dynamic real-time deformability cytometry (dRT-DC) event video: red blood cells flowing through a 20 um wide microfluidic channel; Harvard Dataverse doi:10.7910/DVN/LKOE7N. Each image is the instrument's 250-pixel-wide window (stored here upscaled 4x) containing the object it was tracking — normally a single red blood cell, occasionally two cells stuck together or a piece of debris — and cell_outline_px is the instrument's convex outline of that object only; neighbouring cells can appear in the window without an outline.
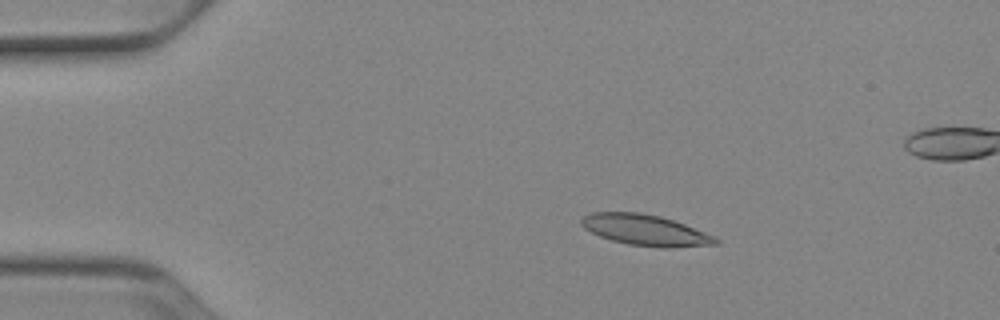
{"species": "Egyptian fruit bat (a non-hibernating species)", "species_latin": "Rousettus aegyptiacus", "temperature_condition": "cold", "stored_images_in_passage": 44, "camera_frame_rate_fps": 3000, "um_per_image_px": 0.085, "animal": {"sex": "female"}, "frame": {"image": 1, "passage_image": 1, "time_ms": 0.0, "image_size_px": [1000, 320], "cell_outline_px": [[720, 244], [668, 248], [660, 248], [628, 244], [612, 240], [600, 236], [584, 228], [580, 224], [580, 220], [584, 216], [592, 212], [640, 212], [660, 216], [684, 224], [704, 232], [720, 240]], "centroid_in_image_um": [54.85, 19.56], "position_along_channel_um": 30.2, "area_um2": 24.1}}
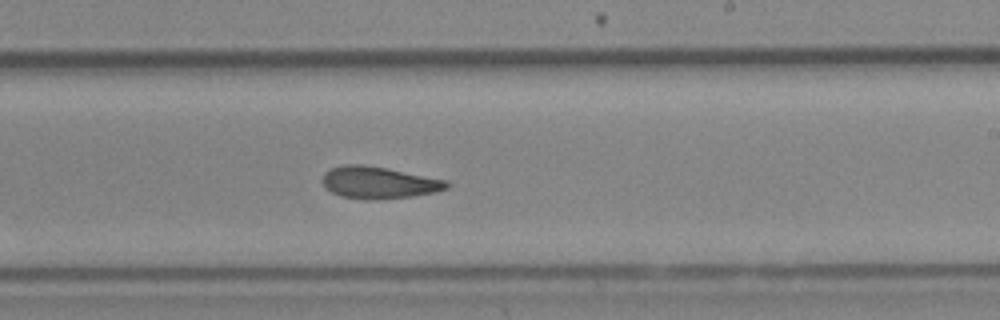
{"frame": {"image": 2, "passage_image": 23, "time_ms": 7.333, "image_size_px": [1000, 320], "cell_outline_px": [[448, 188], [436, 192], [412, 196], [364, 200], [340, 196], [324, 188], [320, 180], [324, 172], [332, 168], [344, 164], [360, 164], [388, 168], [448, 180]], "centroid_in_image_um": [32.16, 15.51], "position_along_channel_um": 256.8, "area_um2": 23.35}}
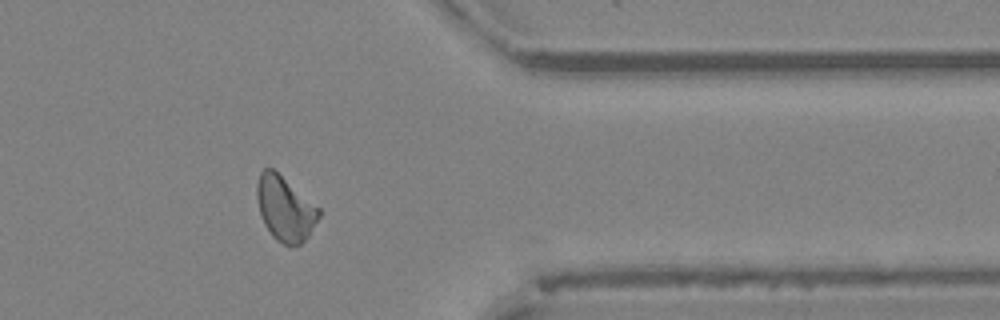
{"frame": {"image": 3, "passage_image": 34, "time_ms": 11.0, "image_size_px": [1000, 320], "cell_outline_px": [[320, 216], [308, 236], [300, 244], [284, 244], [276, 240], [272, 236], [264, 224], [260, 212], [256, 196], [256, 184], [260, 172], [264, 168], [272, 168], [320, 208]], "centroid_in_image_um": [24.21, 17.72], "position_along_channel_um": 387.2, "area_um2": 23.06}, "authors_computed_cell_mechanics": {"area_um2": 23.2356, "velocity_mm_per_s": 3.8893, "shape_relaxation_time_tau1_ms": 8.6859, "shape_relaxation_time_tau2_ms": 5.1279, "deformation_change_tau1": 0.1725, "deformation_change_tau2": 0.1064}}